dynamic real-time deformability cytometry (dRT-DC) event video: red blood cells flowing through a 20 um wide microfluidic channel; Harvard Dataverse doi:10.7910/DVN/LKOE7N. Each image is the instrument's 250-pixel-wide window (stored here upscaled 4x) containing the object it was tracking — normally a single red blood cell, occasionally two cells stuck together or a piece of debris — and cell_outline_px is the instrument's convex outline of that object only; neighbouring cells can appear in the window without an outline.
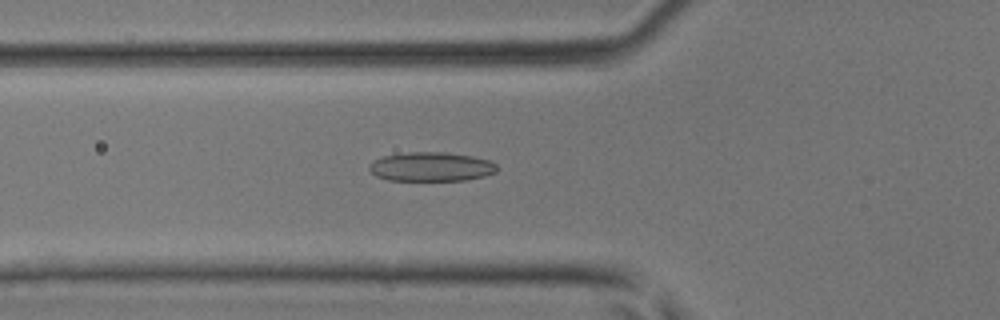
{"species": "common noctule bat (a hibernating species)", "species_latin": "Nyctalus noctula", "temperature_condition": "room temperature", "stored_images_in_passage": 39, "camera_frame_rate_fps": 3000, "um_per_image_px": 0.085, "animal": {"sex": "male", "body_mass_g": 17.9, "forearm_length_mm": 54.2}, "frame": {"image": 1, "passage_image": 12, "time_ms": 3.667, "image_size_px": [1000, 320], "cell_outline_px": [[496, 172], [484, 176], [468, 180], [388, 180], [376, 176], [368, 168], [368, 164], [372, 160], [384, 156], [408, 152], [448, 152], [472, 156], [488, 160], [496, 164]], "centroid_in_image_um": [36.63, 14.17], "position_along_channel_um": 89.2, "area_um2": 21.73}}
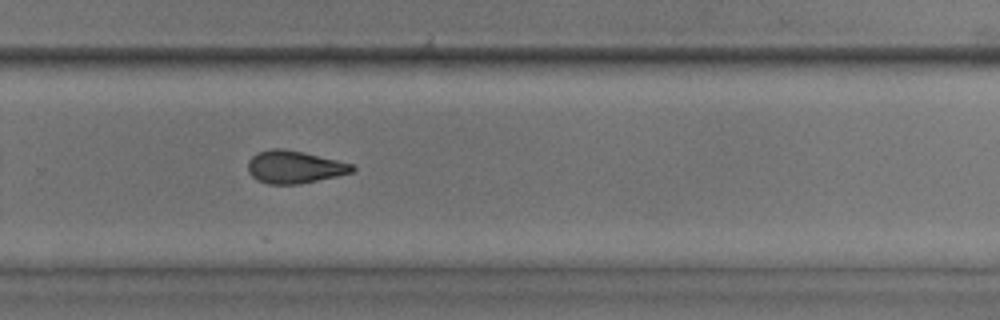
{"frame": {"image": 2, "passage_image": 26, "time_ms": 8.333, "image_size_px": [1000, 320], "cell_outline_px": [[356, 168], [352, 172], [336, 176], [300, 184], [268, 184], [256, 180], [248, 172], [248, 160], [256, 152], [272, 148], [284, 148], [304, 152], [352, 164]], "centroid_in_image_um": [24.98, 14.19], "position_along_channel_um": 304.8, "area_um2": 19.88}}
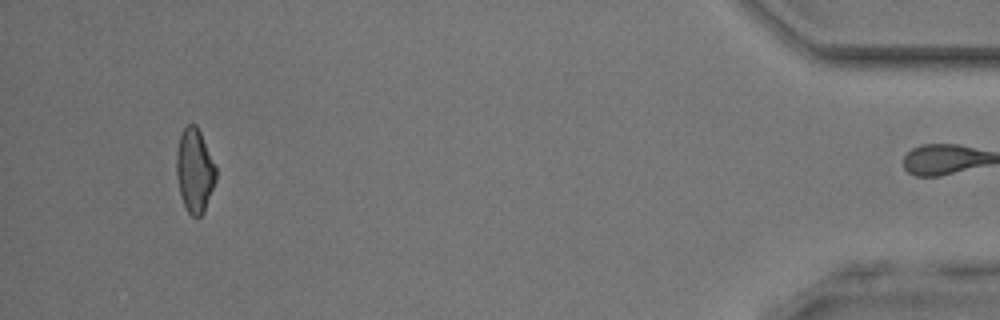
{"frame": {"image": 3, "passage_image": 38, "time_ms": 12.333, "image_size_px": [1000, 320], "cell_outline_px": [[216, 180], [204, 212], [200, 216], [192, 216], [188, 212], [184, 204], [180, 192], [176, 176], [176, 152], [180, 136], [184, 128], [188, 124], [196, 124], [216, 164]], "centroid_in_image_um": [16.55, 14.48], "position_along_channel_um": 418.6, "area_um2": 19.31}}